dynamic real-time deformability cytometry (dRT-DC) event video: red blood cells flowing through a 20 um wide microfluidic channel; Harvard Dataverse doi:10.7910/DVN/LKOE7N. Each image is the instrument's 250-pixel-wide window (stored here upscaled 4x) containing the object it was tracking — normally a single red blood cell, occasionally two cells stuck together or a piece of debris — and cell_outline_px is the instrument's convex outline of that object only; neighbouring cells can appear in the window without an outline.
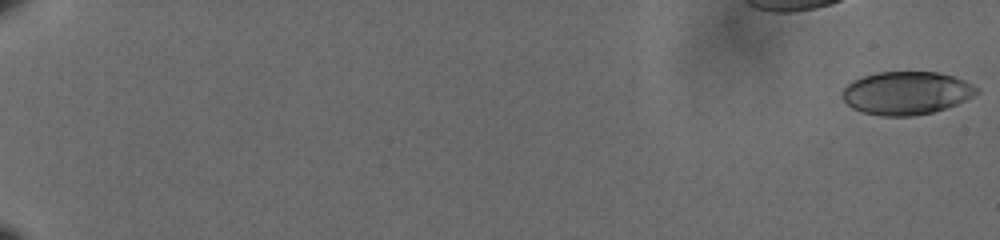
{"species": "human", "species_latin": "Homo sapiens", "temperature_condition": "cold", "stored_images_in_passage": 21, "camera_frame_rate_fps": 3000, "um_per_image_px": 0.085, "donor": {"sex": "male"}, "frame": {"image": 1, "passage_image": 1, "time_ms": 0.0, "image_size_px": [1000, 240], "cell_outline_px": [[980, 92], [956, 104], [932, 112], [912, 116], [880, 116], [864, 112], [852, 108], [840, 96], [844, 88], [852, 80], [864, 76], [880, 72], [936, 72], [952, 76], [964, 80], [980, 88]], "centroid_in_image_um": [77.03, 7.91], "position_along_channel_um": 8.0, "area_um2": 33.58}}